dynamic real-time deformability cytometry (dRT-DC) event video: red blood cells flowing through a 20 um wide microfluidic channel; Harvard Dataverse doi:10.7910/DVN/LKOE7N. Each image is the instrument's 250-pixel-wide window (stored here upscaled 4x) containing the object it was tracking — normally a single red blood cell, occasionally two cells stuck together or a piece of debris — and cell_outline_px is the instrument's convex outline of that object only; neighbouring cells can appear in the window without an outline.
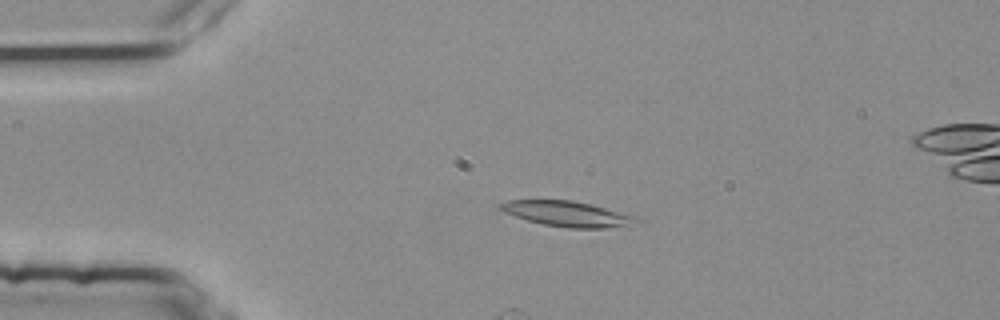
{"species": "common noctule bat (a hibernating species)", "species_latin": "Nyctalus noctula", "temperature_condition": "room temperature", "stored_images_in_passage": 4, "camera_frame_rate_fps": 3000, "um_per_image_px": 0.085, "animal": {"sex": "female", "body_mass_g": 25.1}, "frame": {"image": 1, "passage_image": 3, "time_ms": 0.667, "image_size_px": [1000, 320], "cell_outline_px": [[640, 220], [628, 228], [568, 228], [544, 224], [528, 220], [504, 212], [496, 208], [496, 204], [508, 200], [572, 200], [636, 216]], "centroid_in_image_um": [48.24, 18.19], "position_along_channel_um": 36.8, "area_um2": 20.23}}